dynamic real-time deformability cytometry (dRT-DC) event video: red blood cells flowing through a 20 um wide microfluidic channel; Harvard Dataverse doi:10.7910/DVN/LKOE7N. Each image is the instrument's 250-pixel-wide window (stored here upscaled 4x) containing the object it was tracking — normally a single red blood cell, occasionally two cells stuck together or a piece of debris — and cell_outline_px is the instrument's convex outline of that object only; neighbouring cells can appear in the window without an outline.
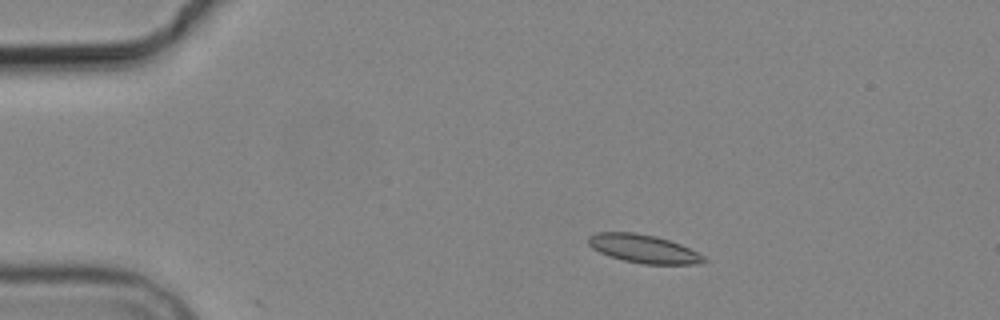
{"species": "common noctule bat (a hibernating species)", "species_latin": "Nyctalus noctula", "temperature_condition": "cold", "stored_images_in_passage": 4, "camera_frame_rate_fps": 3000, "um_per_image_px": 0.085, "animal": {"sex": "male", "body_mass_g": 19.2, "forearm_length_mm": 51.8}, "frame": {"image": 1, "passage_image": 2, "time_ms": 1.333, "image_size_px": [1000, 320], "cell_outline_px": [[708, 260], [692, 264], [644, 264], [624, 260], [600, 252], [592, 248], [588, 244], [588, 236], [596, 232], [636, 232], [656, 236], [680, 244], [704, 256]], "centroid_in_image_um": [54.67, 21.13], "position_along_channel_um": 30.3, "area_um2": 18.84}}